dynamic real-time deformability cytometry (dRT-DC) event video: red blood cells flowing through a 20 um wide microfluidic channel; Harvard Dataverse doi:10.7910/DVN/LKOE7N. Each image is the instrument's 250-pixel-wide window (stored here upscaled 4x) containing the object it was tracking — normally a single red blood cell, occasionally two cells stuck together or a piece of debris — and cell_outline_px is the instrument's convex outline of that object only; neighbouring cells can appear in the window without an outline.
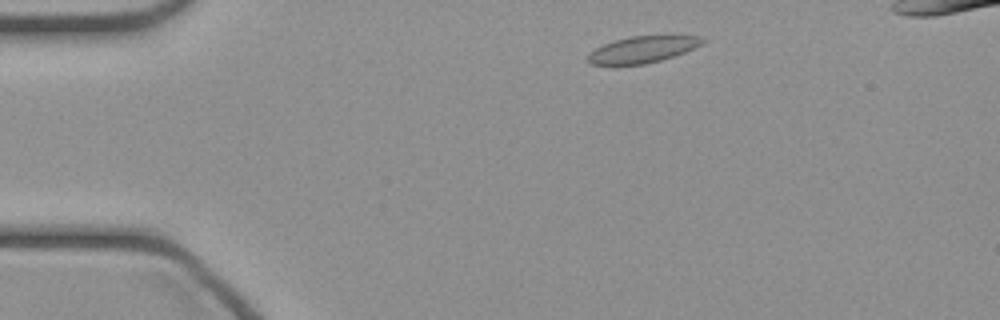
{"species": "common noctule bat (a hibernating species)", "species_latin": "Nyctalus noctula", "temperature_condition": "cold", "stored_images_in_passage": 40, "camera_frame_rate_fps": 3000, "um_per_image_px": 0.085, "animal": {"sex": "female", "body_mass_g": 21.9}, "frame": {"image": 1, "passage_image": 3, "time_ms": 0.667, "image_size_px": [1000, 320], "cell_outline_px": [[704, 40], [700, 44], [684, 52], [660, 60], [644, 64], [592, 64], [584, 60], [596, 48], [604, 44], [628, 36], [700, 36]], "centroid_in_image_um": [54.57, 4.2], "position_along_channel_um": 30.4, "area_um2": 17.17}}
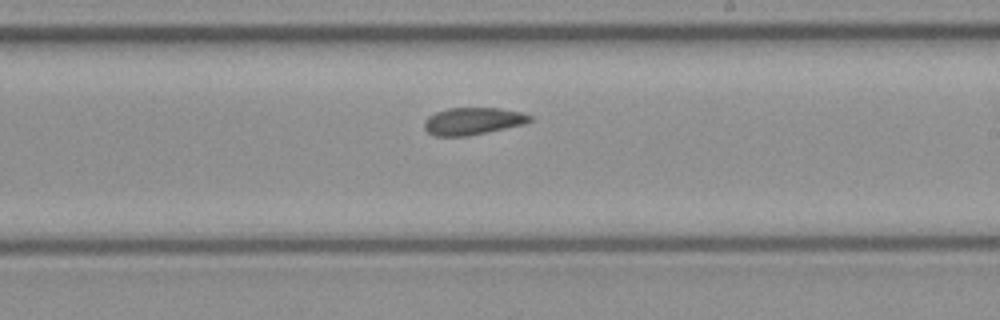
{"frame": {"image": 2, "passage_image": 22, "time_ms": 7.0, "image_size_px": [1000, 320], "cell_outline_px": [[532, 120], [524, 124], [488, 132], [468, 136], [436, 136], [428, 132], [424, 128], [424, 120], [428, 116], [436, 112], [448, 108], [500, 108], [520, 112], [532, 116]], "centroid_in_image_um": [40.18, 10.29], "position_along_channel_um": 248.8, "area_um2": 16.76}}
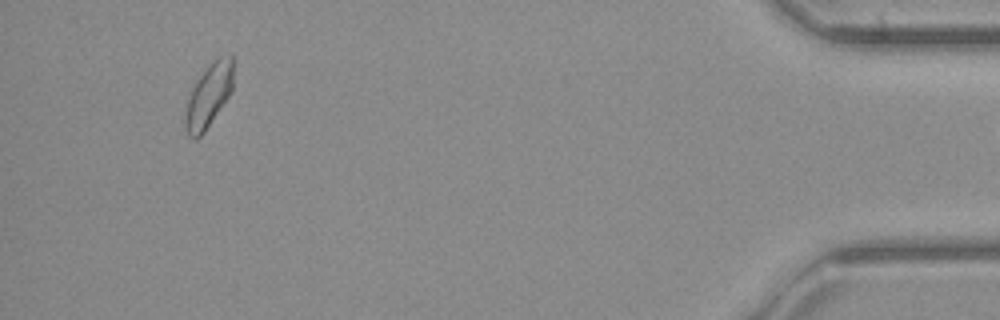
{"frame": {"image": 3, "passage_image": 39, "time_ms": 12.667, "image_size_px": [1000, 320], "cell_outline_px": [[232, 92], [204, 132], [196, 140], [192, 140], [188, 136], [184, 128], [184, 112], [192, 88], [196, 80], [208, 64], [212, 60], [220, 56], [232, 52]], "centroid_in_image_um": [17.72, 8.13], "position_along_channel_um": 417.5, "area_um2": 18.09}}